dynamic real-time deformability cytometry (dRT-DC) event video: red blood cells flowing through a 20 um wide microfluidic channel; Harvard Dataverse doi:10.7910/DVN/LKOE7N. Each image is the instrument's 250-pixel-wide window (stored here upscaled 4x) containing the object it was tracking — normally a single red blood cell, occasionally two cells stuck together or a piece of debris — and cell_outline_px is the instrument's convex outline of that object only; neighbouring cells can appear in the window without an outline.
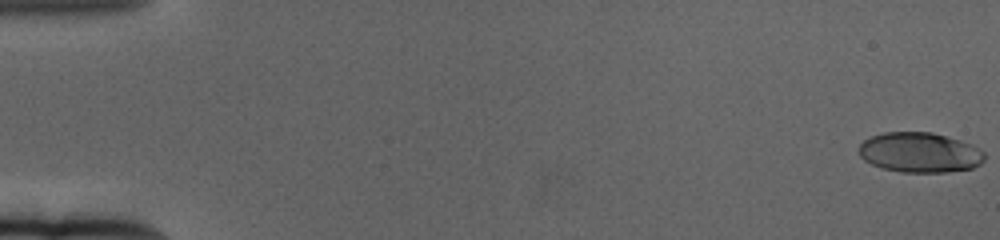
{"species": "human", "species_latin": "Homo sapiens", "temperature_condition": "cold", "stored_images_in_passage": 62, "camera_frame_rate_fps": 3000, "um_per_image_px": 0.085, "donor": {"sex": "female"}, "frame": {"image": 1, "passage_image": 1, "time_ms": 0.0, "image_size_px": [1000, 240], "cell_outline_px": [[984, 160], [980, 164], [972, 168], [944, 172], [900, 172], [884, 168], [872, 164], [864, 160], [860, 156], [860, 144], [864, 140], [872, 136], [884, 132], [932, 132], [948, 136], [960, 140], [984, 152]], "centroid_in_image_um": [78.17, 12.96], "position_along_channel_um": 6.8, "area_um2": 29.07}}
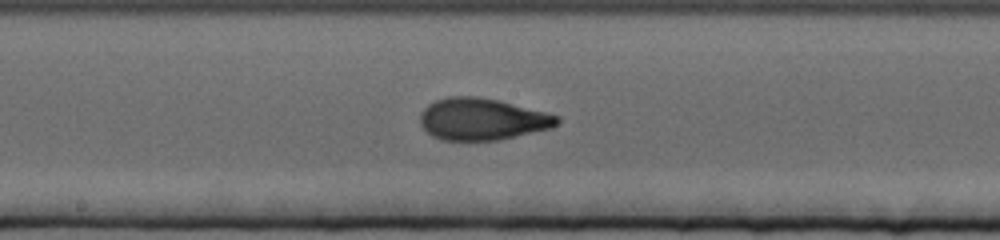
{"frame": {"image": 2, "passage_image": 34, "time_ms": 11.0, "image_size_px": [1000, 240], "cell_outline_px": [[560, 120], [552, 128], [496, 140], [440, 140], [432, 136], [420, 124], [420, 112], [428, 104], [436, 100], [448, 96], [476, 96], [500, 100], [560, 116]], "centroid_in_image_um": [40.96, 10.12], "position_along_channel_um": 207.2, "area_um2": 33.41}}
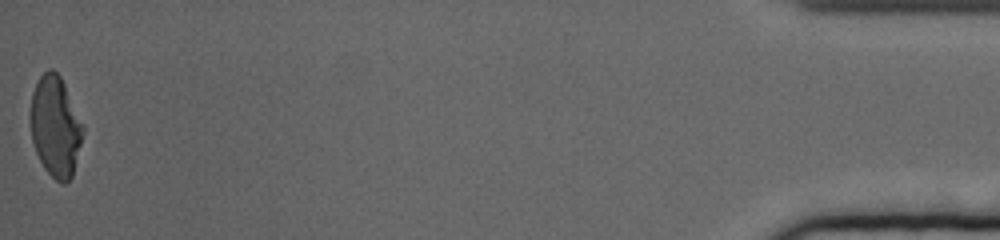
{"frame": {"image": 3, "passage_image": 62, "time_ms": 20.333, "image_size_px": [1000, 240], "cell_outline_px": [[84, 132], [72, 176], [64, 184], [60, 184], [44, 168], [36, 152], [32, 140], [32, 92], [40, 76], [48, 68], [52, 68], [60, 76], [64, 84], [84, 128]], "centroid_in_image_um": [4.72, 10.76], "position_along_channel_um": 430.5, "area_um2": 30.11}, "authors_computed_cell_mechanics": {"area_um2": 31.501, "velocity_mm_per_s": 3.35, "shape_relaxation_time_tau1_ms": 4.4564, "shape_relaxation_time_tau2_ms": 1.2138, "deformation_change_tau1": 0.1979, "deformation_change_tau2": 0.0746}}